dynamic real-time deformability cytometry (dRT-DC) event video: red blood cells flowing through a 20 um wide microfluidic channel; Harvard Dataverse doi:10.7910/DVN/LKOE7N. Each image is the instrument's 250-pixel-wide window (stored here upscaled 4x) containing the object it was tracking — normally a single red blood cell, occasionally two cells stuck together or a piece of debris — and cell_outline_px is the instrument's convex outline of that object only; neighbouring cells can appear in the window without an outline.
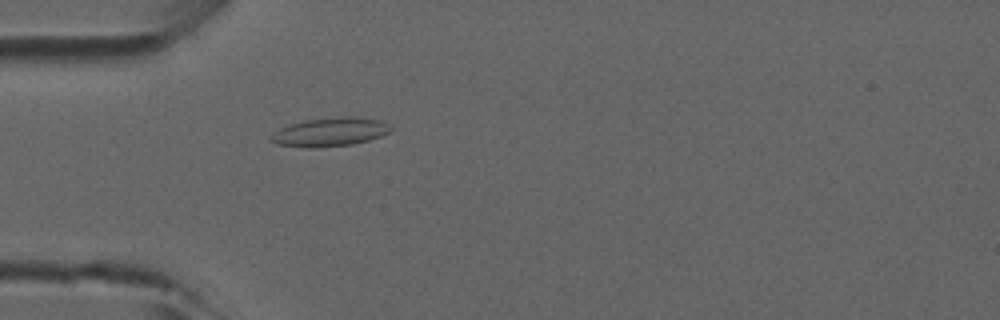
{"species": "common noctule bat (a hibernating species)", "species_latin": "Nyctalus noctula", "temperature_condition": "room temperature", "stored_images_in_passage": 46, "camera_frame_rate_fps": 3000, "um_per_image_px": 0.085, "animal": {"sex": "male", "forearm_length_mm": 52.5}, "frame": {"image": 1, "passage_image": 12, "time_ms": 3.667, "image_size_px": [1000, 320], "cell_outline_px": [[392, 132], [368, 140], [352, 144], [312, 148], [308, 148], [276, 144], [272, 140], [272, 136], [280, 128], [304, 120], [348, 116], [360, 116], [380, 120], [392, 128]], "centroid_in_image_um": [28.11, 11.21], "position_along_channel_um": 56.9, "area_um2": 19.83}}
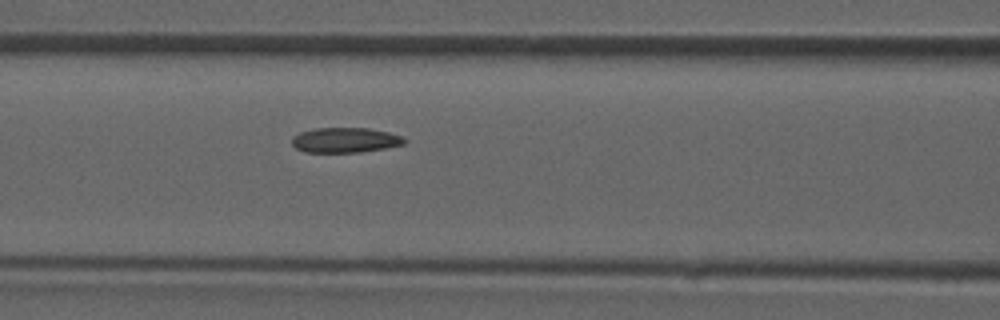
{"frame": {"image": 2, "passage_image": 18, "time_ms": 5.667, "image_size_px": [1000, 320], "cell_outline_px": [[408, 140], [404, 144], [384, 148], [360, 152], [304, 152], [296, 148], [292, 144], [292, 136], [300, 132], [316, 128], [368, 128], [388, 132], [404, 136]], "centroid_in_image_um": [29.35, 11.9], "position_along_channel_um": 137.2, "area_um2": 16.47}}
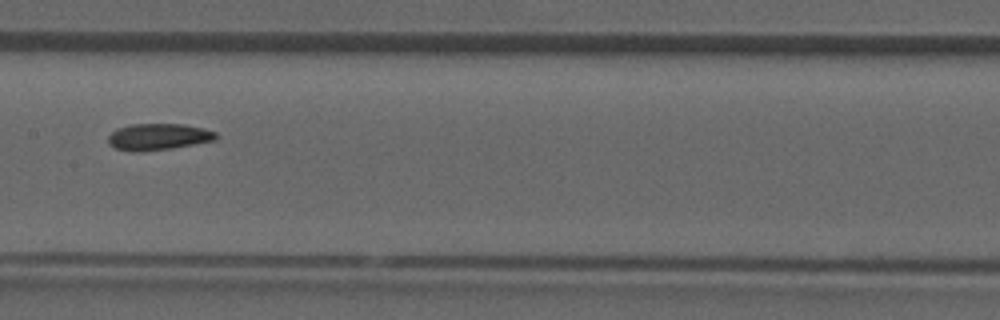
{"frame": {"image": 3, "passage_image": 22, "time_ms": 7.0, "image_size_px": [1000, 320], "cell_outline_px": [[220, 136], [216, 140], [172, 148], [140, 152], [132, 152], [116, 148], [108, 144], [108, 136], [116, 128], [132, 124], [184, 124], [216, 132]], "centroid_in_image_um": [13.44, 11.63], "position_along_channel_um": 194.0, "area_um2": 16.76}}